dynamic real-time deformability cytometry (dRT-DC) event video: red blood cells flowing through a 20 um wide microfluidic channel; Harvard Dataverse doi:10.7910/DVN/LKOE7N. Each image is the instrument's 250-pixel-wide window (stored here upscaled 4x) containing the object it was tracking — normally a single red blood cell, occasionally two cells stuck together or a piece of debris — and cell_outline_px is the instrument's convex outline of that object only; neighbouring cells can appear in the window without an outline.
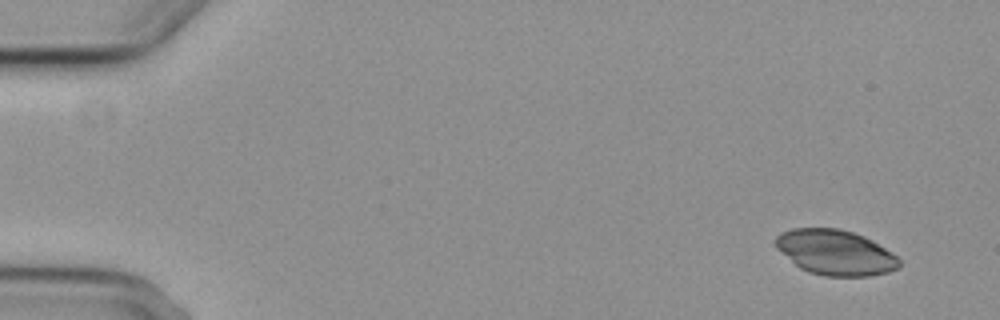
{"species": "common noctule bat (a hibernating species)", "species_latin": "Nyctalus noctula", "temperature_condition": "cold", "stored_images_in_passage": 5, "camera_frame_rate_fps": 3000, "um_per_image_px": 0.085, "animal": {"sex": "female", "body_mass_g": 29.2, "forearm_length_mm": 56.3}, "frame": {"image": 1, "passage_image": 1, "time_ms": 0.0, "image_size_px": [1000, 320], "cell_outline_px": [[900, 268], [888, 272], [872, 276], [824, 276], [808, 272], [800, 268], [776, 248], [776, 236], [780, 232], [792, 228], [840, 228], [864, 236], [872, 240], [892, 252], [900, 260]], "centroid_in_image_um": [71.02, 21.46], "position_along_channel_um": 14.0, "area_um2": 32.71}}